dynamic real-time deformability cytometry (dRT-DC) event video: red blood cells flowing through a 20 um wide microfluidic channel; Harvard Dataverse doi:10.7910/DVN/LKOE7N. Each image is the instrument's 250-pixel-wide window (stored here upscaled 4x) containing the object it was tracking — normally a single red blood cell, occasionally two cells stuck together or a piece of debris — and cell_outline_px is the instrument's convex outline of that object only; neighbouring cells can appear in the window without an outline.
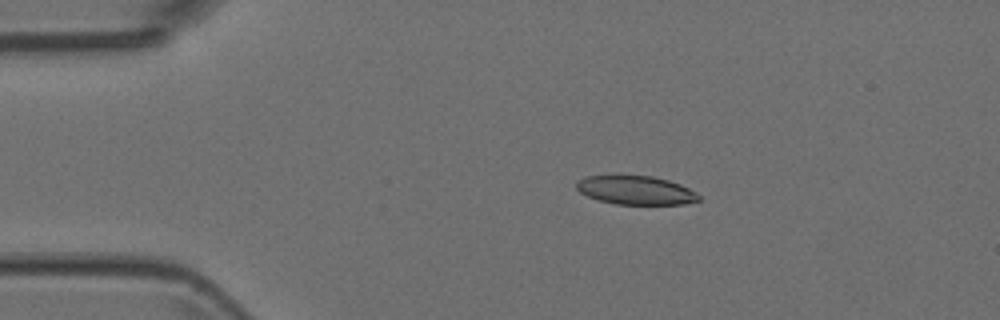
{"species": "Egyptian fruit bat (a non-hibernating species)", "species_latin": "Rousettus aegyptiacus", "temperature_condition": "room temperature", "stored_images_in_passage": 7, "camera_frame_rate_fps": 3000, "um_per_image_px": 0.085, "animal": {"sex": "female"}, "frame": {"image": 1, "passage_image": 3, "time_ms": 0.667, "image_size_px": [1000, 320], "cell_outline_px": [[700, 200], [684, 204], [616, 204], [596, 200], [580, 192], [576, 188], [576, 180], [584, 176], [652, 176], [668, 180], [680, 184], [696, 192], [700, 196]], "centroid_in_image_um": [54.02, 16.17], "position_along_channel_um": 31.0, "area_um2": 20.46}}
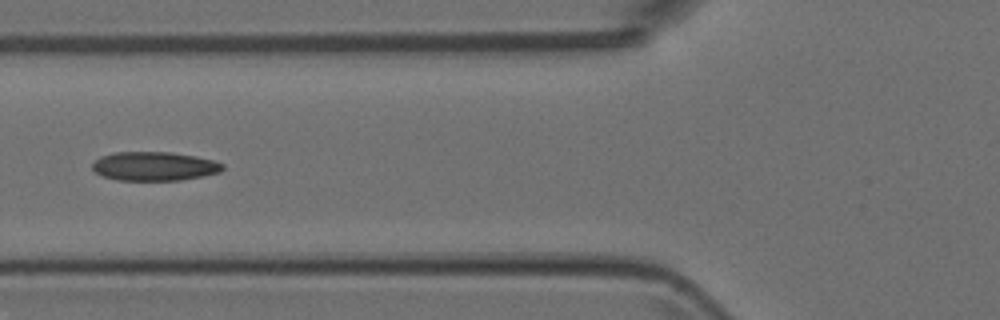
{"frame": {"image": 2, "passage_image": 6, "time_ms": 1.667, "image_size_px": [1000, 320], "cell_outline_px": [[224, 168], [220, 172], [204, 176], [180, 180], [116, 180], [104, 176], [96, 172], [92, 168], [92, 164], [100, 156], [116, 152], [172, 152], [196, 156], [212, 160], [224, 164]], "centroid_in_image_um": [13.13, 14.13], "position_along_channel_um": 112.7, "area_um2": 21.96}}
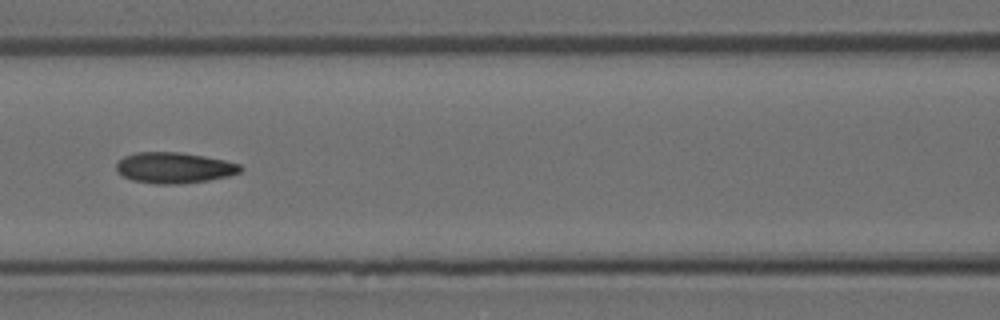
{"frame": {"image": 3, "passage_image": 7, "time_ms": 2.0, "image_size_px": [1000, 320], "cell_outline_px": [[244, 168], [240, 172], [228, 176], [208, 180], [184, 184], [156, 184], [132, 180], [116, 172], [116, 164], [124, 156], [136, 152], [180, 152], [204, 156], [224, 160], [240, 164]], "centroid_in_image_um": [14.8, 14.26], "position_along_channel_um": 151.8, "area_um2": 22.43}}